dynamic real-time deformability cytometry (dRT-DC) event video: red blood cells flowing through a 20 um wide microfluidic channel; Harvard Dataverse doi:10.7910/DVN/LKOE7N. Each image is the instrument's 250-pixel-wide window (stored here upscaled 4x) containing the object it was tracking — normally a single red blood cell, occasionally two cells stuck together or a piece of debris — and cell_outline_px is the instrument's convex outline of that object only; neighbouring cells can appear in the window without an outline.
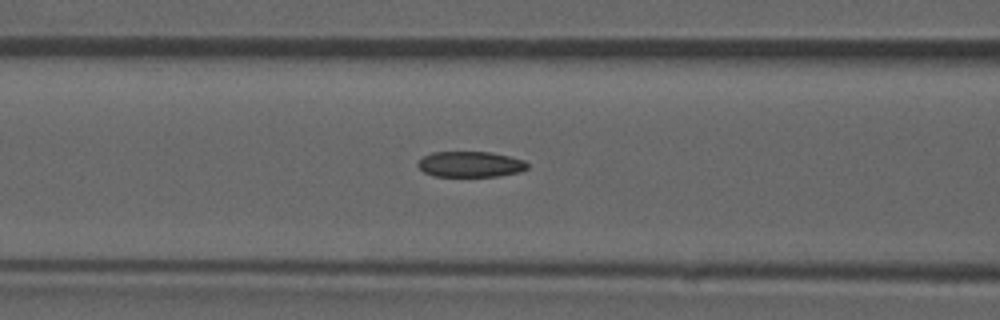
{"species": "common noctule bat (a hibernating species)", "species_latin": "Nyctalus noctula", "temperature_condition": "room temperature", "stored_images_in_passage": 44, "camera_frame_rate_fps": 3000, "um_per_image_px": 0.085, "animal": {"sex": "male", "forearm_length_mm": 52.5}, "frame": {"image": 1, "passage_image": 13, "time_ms": 4.0, "image_size_px": [1000, 320], "cell_outline_px": [[528, 168], [520, 172], [500, 176], [432, 176], [424, 172], [416, 164], [424, 156], [432, 152], [492, 152], [524, 160], [528, 164]], "centroid_in_image_um": [39.99, 13.96], "position_along_channel_um": 126.6, "area_um2": 16.42}, "authors_computed_cell_mechanics": {"area_um2": 17.34, "velocity_mm_per_s": 3.9171, "shape_relaxation_time_tau1_ms": null, "shape_relaxation_time_tau2_ms": 2.4432, "deformation_change_tau1": null, "deformation_change_tau2": 0.0868}}